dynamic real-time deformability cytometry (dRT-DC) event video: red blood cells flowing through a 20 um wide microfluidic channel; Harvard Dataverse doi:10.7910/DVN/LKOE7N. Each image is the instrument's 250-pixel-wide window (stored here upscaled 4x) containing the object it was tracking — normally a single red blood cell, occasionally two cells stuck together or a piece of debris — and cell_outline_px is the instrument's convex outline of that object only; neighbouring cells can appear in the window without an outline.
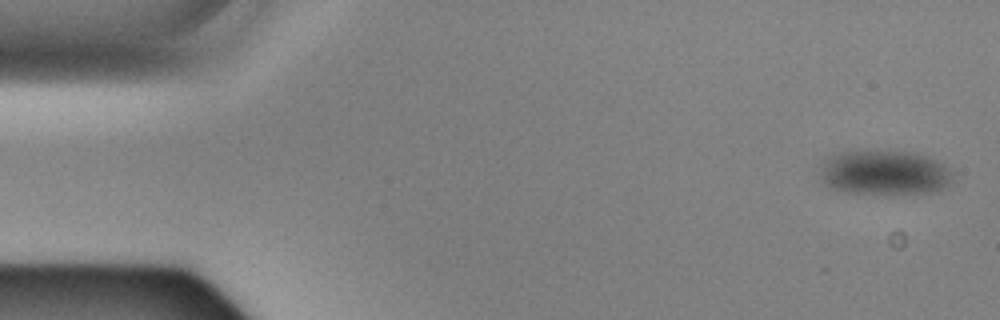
{"species": "Egyptian fruit bat (a non-hibernating species)", "species_latin": "Rousettus aegyptiacus", "temperature_condition": "cold", "stored_images_in_passage": 3, "camera_frame_rate_fps": 3000, "um_per_image_px": 0.085, "animal": {"sex": "male"}, "frame": {"image": 1, "passage_image": 1, "time_ms": 0.0, "image_size_px": [1000, 320], "cell_outline_px": [[956, 180], [952, 184], [940, 192], [848, 192], [828, 188], [820, 176], [820, 168], [824, 156], [836, 152], [916, 152], [928, 156], [944, 164], [956, 172]], "centroid_in_image_um": [75.25, 14.66], "position_along_channel_um": 9.8, "area_um2": 34.85}}